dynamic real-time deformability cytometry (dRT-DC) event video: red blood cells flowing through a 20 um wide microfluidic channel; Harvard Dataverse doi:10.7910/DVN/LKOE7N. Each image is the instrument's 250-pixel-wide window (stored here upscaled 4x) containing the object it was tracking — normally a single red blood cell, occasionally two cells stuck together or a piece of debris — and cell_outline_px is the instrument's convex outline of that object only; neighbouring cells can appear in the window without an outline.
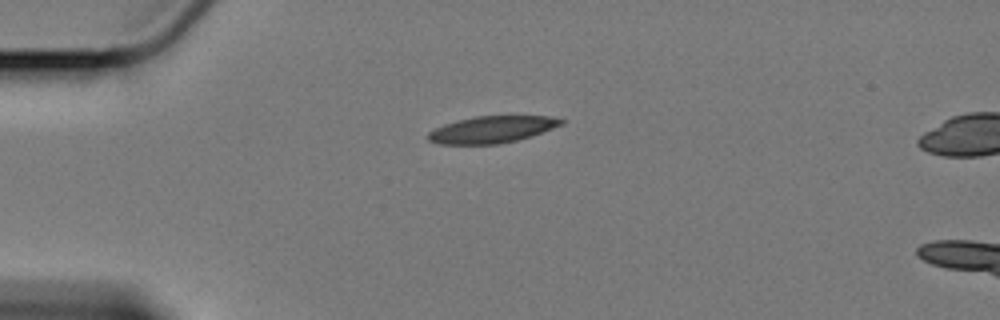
{"species": "Egyptian fruit bat (a non-hibernating species)", "species_latin": "Rousettus aegyptiacus", "temperature_condition": "cold", "stored_images_in_passage": 19, "camera_frame_rate_fps": 3000, "um_per_image_px": 0.085, "animal": {"sex": "female"}, "frame": {"image": 1, "passage_image": 1, "time_ms": 0.0, "image_size_px": [1000, 320], "cell_outline_px": [[564, 124], [516, 140], [496, 144], [440, 144], [428, 140], [428, 132], [444, 124], [456, 120], [476, 116], [552, 116], [564, 120]], "centroid_in_image_um": [41.78, 11.0], "position_along_channel_um": 43.2, "area_um2": 20.52}}
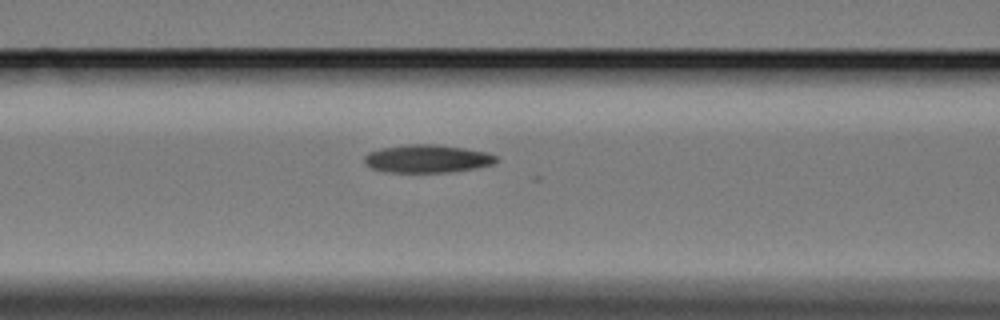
{"frame": {"image": 2, "passage_image": 11, "time_ms": 3.333, "image_size_px": [1000, 320], "cell_outline_px": [[500, 160], [492, 164], [476, 168], [452, 172], [384, 172], [372, 168], [364, 164], [364, 156], [368, 152], [380, 148], [408, 144], [436, 144], [464, 148], [488, 152], [496, 156]], "centroid_in_image_um": [36.31, 13.49], "position_along_channel_um": 130.3, "area_um2": 21.73}}
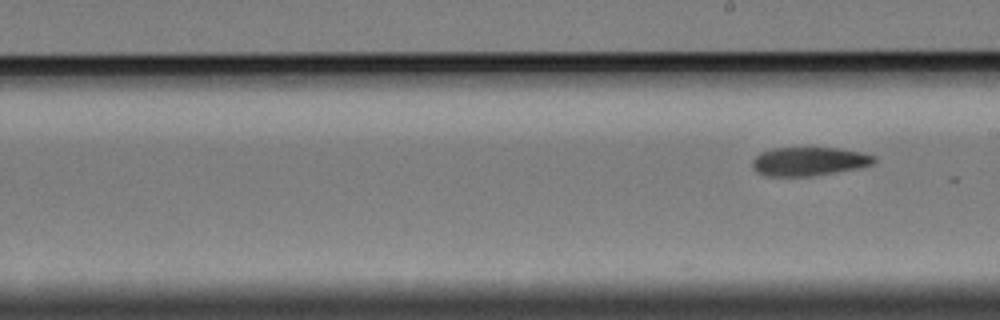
{"frame": {"image": 3, "passage_image": 19, "time_ms": 6.0, "image_size_px": [1000, 320], "cell_outline_px": [[876, 160], [872, 164], [856, 168], [812, 176], [768, 176], [756, 172], [752, 168], [752, 160], [760, 152], [772, 148], [840, 148], [860, 152], [876, 156]], "centroid_in_image_um": [68.72, 13.71], "position_along_channel_um": 220.3, "area_um2": 20.29}}